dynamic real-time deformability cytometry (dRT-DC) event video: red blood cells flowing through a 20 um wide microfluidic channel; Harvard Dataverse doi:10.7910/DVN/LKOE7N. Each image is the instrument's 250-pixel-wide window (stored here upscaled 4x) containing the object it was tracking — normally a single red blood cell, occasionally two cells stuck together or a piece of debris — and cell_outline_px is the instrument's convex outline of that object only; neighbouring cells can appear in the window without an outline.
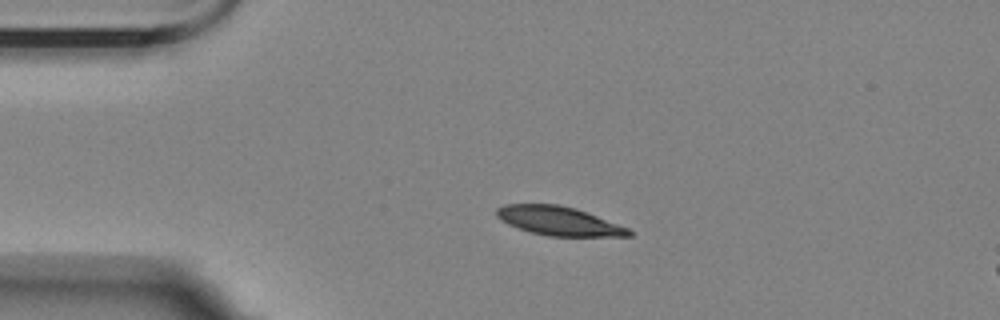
{"species": "Egyptian fruit bat (a non-hibernating species)", "species_latin": "Rousettus aegyptiacus", "temperature_condition": "room temperature", "stored_images_in_passage": 46, "camera_frame_rate_fps": 3000, "um_per_image_px": 0.085, "animal": {"sex": "female"}, "frame": {"image": 1, "passage_image": 1, "time_ms": 0.0, "image_size_px": [1000, 320], "cell_outline_px": [[632, 236], [548, 236], [532, 232], [508, 224], [500, 220], [496, 216], [496, 208], [504, 204], [560, 204], [576, 208], [628, 228], [632, 232]], "centroid_in_image_um": [47.47, 18.77], "position_along_channel_um": 37.5, "area_um2": 22.14}}
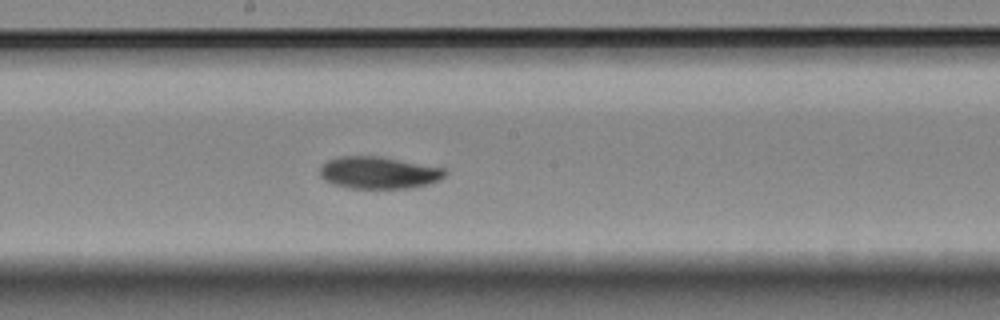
{"frame": {"image": 2, "passage_image": 19, "time_ms": 6.0, "image_size_px": [1000, 320], "cell_outline_px": [[448, 172], [444, 176], [428, 184], [408, 188], [348, 188], [332, 184], [324, 180], [320, 176], [320, 168], [328, 160], [340, 156], [380, 156], [444, 168]], "centroid_in_image_um": [32.16, 14.68], "position_along_channel_um": 216.0, "area_um2": 23.29}}
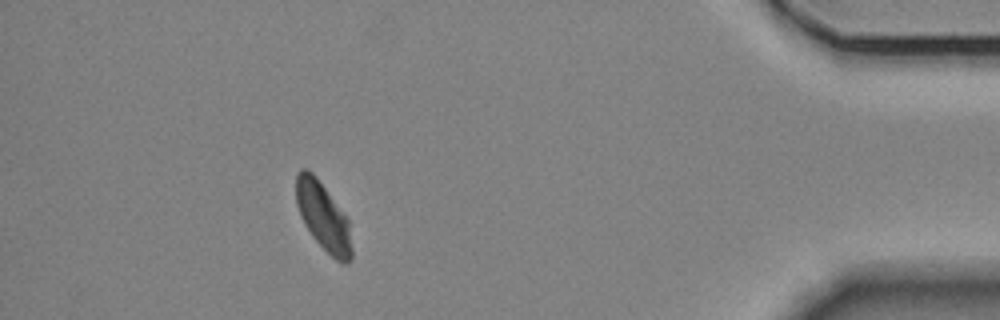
{"frame": {"image": 3, "passage_image": 40, "time_ms": 13.0, "image_size_px": [1000, 320], "cell_outline_px": [[352, 260], [348, 264], [344, 264], [336, 260], [312, 236], [304, 224], [300, 216], [296, 204], [296, 172], [300, 168], [304, 168], [312, 172], [316, 176], [348, 220], [352, 248]], "centroid_in_image_um": [27.46, 18.41], "position_along_channel_um": 407.7, "area_um2": 21.91}, "authors_computed_cell_mechanics": {"area_um2": 23.0044, "velocity_mm_per_s": 3.4881, "shape_relaxation_time_tau1_ms": 4.1298, "shape_relaxation_time_tau2_ms": 3.4198, "deformation_change_tau1": 0.1208, "deformation_change_tau2": 0.0474}}